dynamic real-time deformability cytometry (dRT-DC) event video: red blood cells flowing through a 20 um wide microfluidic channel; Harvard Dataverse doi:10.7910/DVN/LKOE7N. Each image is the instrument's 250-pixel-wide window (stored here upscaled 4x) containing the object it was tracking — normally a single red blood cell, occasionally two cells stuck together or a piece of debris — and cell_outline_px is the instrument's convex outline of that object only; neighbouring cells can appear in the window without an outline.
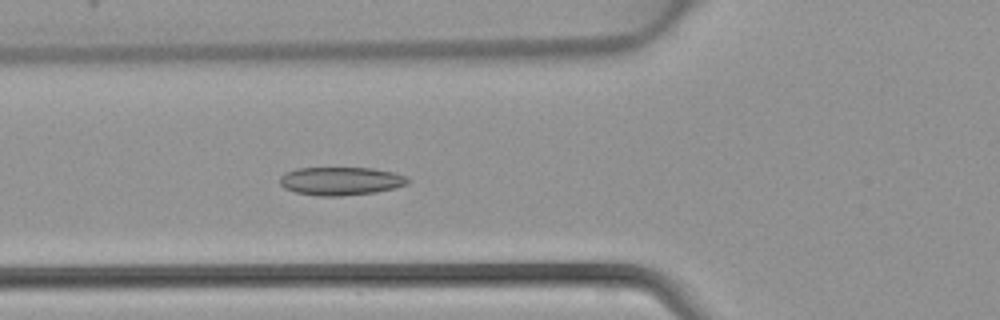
{"species": "common noctule bat (a hibernating species)", "species_latin": "Nyctalus noctula", "temperature_condition": "warm", "stored_images_in_passage": 46, "camera_frame_rate_fps": 3000, "um_per_image_px": 0.085, "animal": {"sex": "female", "body_mass_g": 22.7, "forearm_length_mm": 54.2}, "frame": {"image": 1, "passage_image": 17, "time_ms": 5.333, "image_size_px": [1000, 320], "cell_outline_px": [[408, 184], [396, 188], [376, 192], [340, 196], [320, 196], [296, 192], [284, 188], [280, 184], [280, 176], [284, 172], [296, 168], [372, 168], [396, 172], [404, 176], [408, 180]], "centroid_in_image_um": [28.96, 15.38], "position_along_channel_um": 96.8, "area_um2": 21.15}}
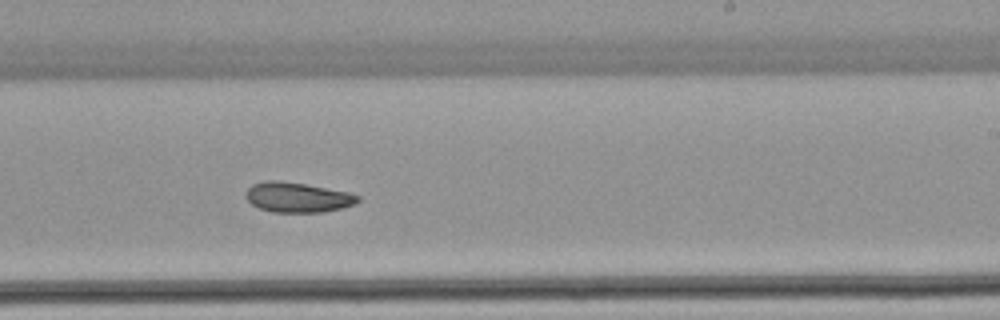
{"frame": {"image": 2, "passage_image": 28, "time_ms": 9.0, "image_size_px": [1000, 320], "cell_outline_px": [[360, 200], [356, 204], [324, 212], [272, 212], [260, 208], [252, 204], [244, 196], [244, 192], [252, 184], [264, 180], [276, 180], [304, 184], [348, 192], [360, 196]], "centroid_in_image_um": [25.26, 16.77], "position_along_channel_um": 263.7, "area_um2": 19.59}}
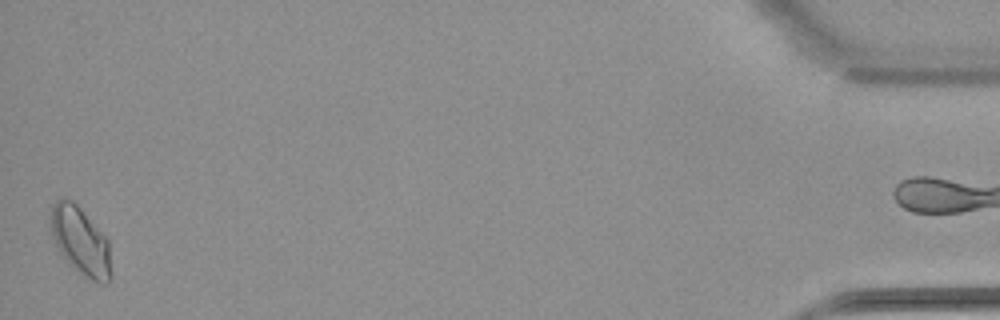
{"frame": {"image": 3, "passage_image": 45, "time_ms": 14.667, "image_size_px": [1000, 320], "cell_outline_px": [[112, 276], [108, 284], [100, 284], [84, 276], [68, 264], [56, 248], [52, 236], [48, 216], [52, 204], [60, 196], [72, 200], [80, 208], [108, 240]], "centroid_in_image_um": [6.8, 20.49], "position_along_channel_um": 428.4, "area_um2": 24.45}}